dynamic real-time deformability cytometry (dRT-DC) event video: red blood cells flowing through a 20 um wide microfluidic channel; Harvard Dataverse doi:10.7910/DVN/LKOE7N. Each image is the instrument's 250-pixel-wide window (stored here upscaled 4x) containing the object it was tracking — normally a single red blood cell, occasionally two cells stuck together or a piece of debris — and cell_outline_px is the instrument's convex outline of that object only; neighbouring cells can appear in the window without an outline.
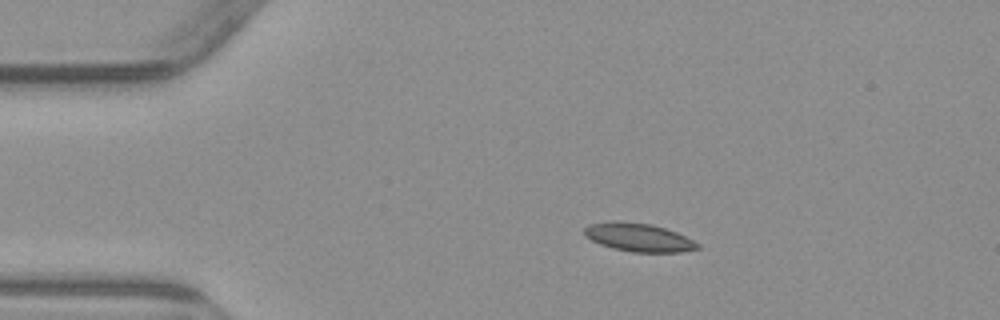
{"species": "common noctule bat (a hibernating species)", "species_latin": "Nyctalus noctula", "temperature_condition": "warm", "stored_images_in_passage": 5, "camera_frame_rate_fps": 3000, "um_per_image_px": 0.085, "animal": {"sex": "male", "body_mass_g": 23.1, "forearm_length_mm": 52.7}, "frame": {"image": 1, "passage_image": 1, "time_ms": 0.0, "image_size_px": [1000, 320], "cell_outline_px": [[700, 248], [680, 252], [632, 252], [612, 248], [600, 244], [584, 236], [584, 228], [588, 224], [612, 220], [652, 224], [676, 232], [700, 244]], "centroid_in_image_um": [54.24, 20.17], "position_along_channel_um": 30.8, "area_um2": 18.73}}
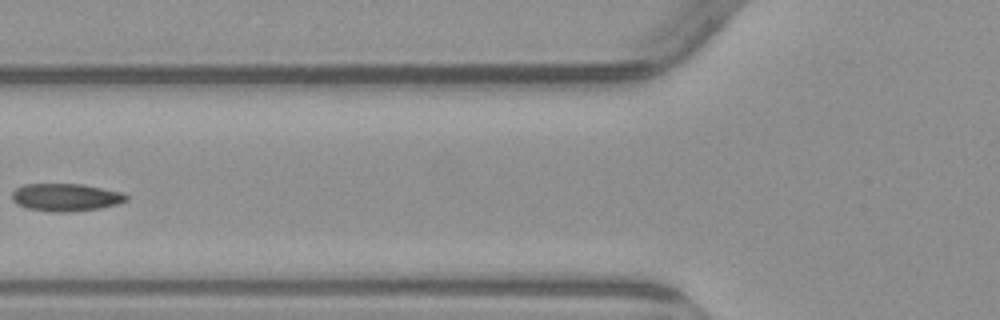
{"frame": {"image": 2, "passage_image": 4, "time_ms": 3.667, "image_size_px": [1000, 320], "cell_outline_px": [[128, 200], [120, 204], [100, 208], [68, 212], [56, 212], [28, 208], [16, 204], [12, 200], [12, 192], [16, 188], [24, 184], [80, 184], [120, 192], [128, 196]], "centroid_in_image_um": [5.58, 16.77], "position_along_channel_um": 120.2, "area_um2": 18.32}}
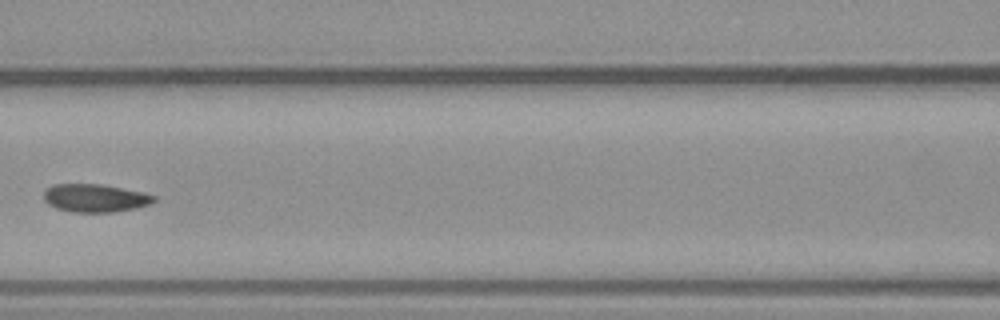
{"frame": {"image": 3, "passage_image": 5, "time_ms": 4.667, "image_size_px": [1000, 320], "cell_outline_px": [[156, 200], [152, 204], [136, 208], [116, 212], [72, 212], [56, 208], [48, 204], [44, 200], [44, 192], [52, 184], [100, 184], [144, 192], [156, 196]], "centroid_in_image_um": [8.11, 16.84], "position_along_channel_um": 158.5, "area_um2": 18.15}}